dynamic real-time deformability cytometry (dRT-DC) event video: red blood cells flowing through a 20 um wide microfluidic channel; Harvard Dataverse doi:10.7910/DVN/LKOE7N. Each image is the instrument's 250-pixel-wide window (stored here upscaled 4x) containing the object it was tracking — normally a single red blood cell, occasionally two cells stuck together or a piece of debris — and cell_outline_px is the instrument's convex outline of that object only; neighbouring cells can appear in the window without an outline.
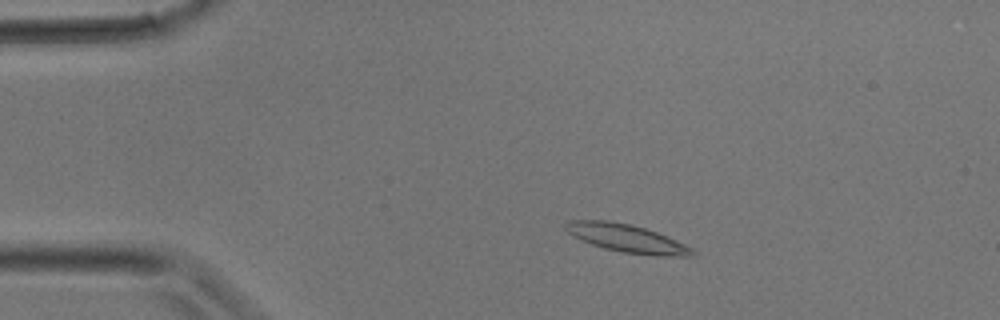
{"species": "common noctule bat (a hibernating species)", "species_latin": "Nyctalus noctula", "temperature_condition": "room temperature", "stored_images_in_passage": 28, "camera_frame_rate_fps": 3000, "um_per_image_px": 0.085, "animal": {"sex": "male", "body_mass_g": 17.9}, "frame": {"image": 1, "passage_image": 1, "time_ms": 0.0, "image_size_px": [1000, 320], "cell_outline_px": [[696, 256], [660, 256], [624, 252], [604, 248], [592, 244], [572, 236], [564, 228], [564, 224], [568, 220], [604, 220], [632, 224], [656, 232], [676, 240], [692, 248], [696, 252]], "centroid_in_image_um": [53.27, 20.25], "position_along_channel_um": 31.7, "area_um2": 20.58}}
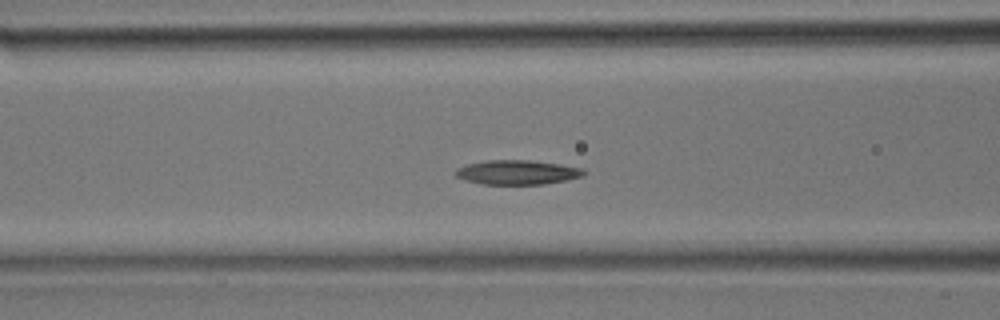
{"frame": {"image": 2, "passage_image": 8, "time_ms": 2.333, "image_size_px": [1000, 320], "cell_outline_px": [[588, 172], [584, 176], [568, 180], [544, 184], [484, 184], [464, 180], [456, 176], [452, 172], [456, 168], [468, 164], [484, 160], [532, 160], [560, 164], [584, 168]], "centroid_in_image_um": [44.0, 14.64], "position_along_channel_um": 122.6, "area_um2": 18.55}}
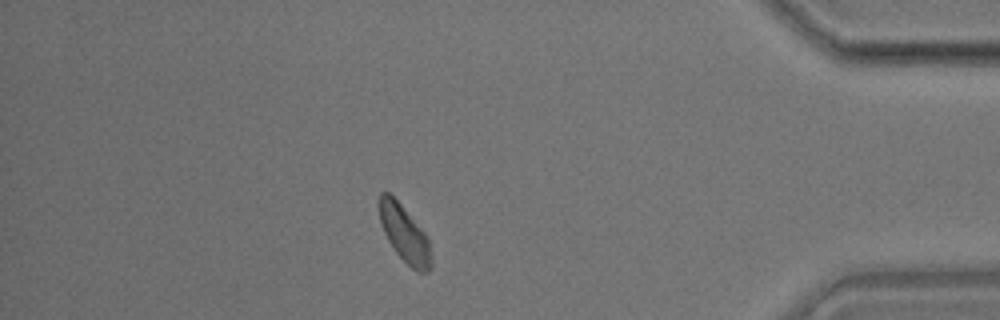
{"frame": {"image": 3, "passage_image": 24, "time_ms": 7.667, "image_size_px": [1000, 320], "cell_outline_px": [[432, 268], [428, 272], [416, 272], [396, 252], [388, 240], [380, 224], [380, 192], [388, 192], [400, 204], [428, 236], [432, 260]], "centroid_in_image_um": [34.42, 19.92], "position_along_channel_um": 400.8, "area_um2": 16.94}}